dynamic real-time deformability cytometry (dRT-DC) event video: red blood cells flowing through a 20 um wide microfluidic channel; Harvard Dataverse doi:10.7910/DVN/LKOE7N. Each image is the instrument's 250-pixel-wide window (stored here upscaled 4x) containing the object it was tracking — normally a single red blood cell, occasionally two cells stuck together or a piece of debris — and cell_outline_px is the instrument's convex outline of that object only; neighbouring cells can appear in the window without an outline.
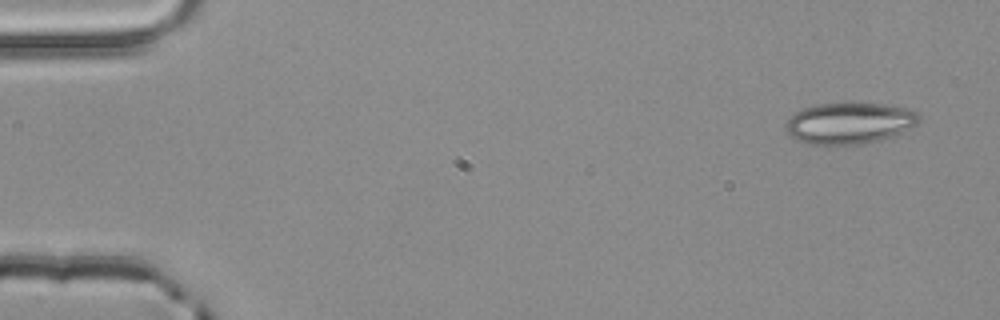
{"species": "common noctule bat (a hibernating species)", "species_latin": "Nyctalus noctula", "temperature_condition": "room temperature", "stored_images_in_passage": 4, "camera_frame_rate_fps": 3000, "um_per_image_px": 0.085, "animal": {"sex": "male", "body_mass_g": 20.4}, "frame": {"image": 1, "passage_image": 1, "time_ms": 0.0, "image_size_px": [1000, 320], "cell_outline_px": [[920, 120], [912, 128], [880, 140], [860, 144], [804, 144], [796, 140], [788, 132], [788, 120], [800, 108], [816, 104], [884, 104], [904, 108], [916, 112], [920, 116]], "centroid_in_image_um": [72.21, 10.47], "position_along_channel_um": 12.8, "area_um2": 31.62}}